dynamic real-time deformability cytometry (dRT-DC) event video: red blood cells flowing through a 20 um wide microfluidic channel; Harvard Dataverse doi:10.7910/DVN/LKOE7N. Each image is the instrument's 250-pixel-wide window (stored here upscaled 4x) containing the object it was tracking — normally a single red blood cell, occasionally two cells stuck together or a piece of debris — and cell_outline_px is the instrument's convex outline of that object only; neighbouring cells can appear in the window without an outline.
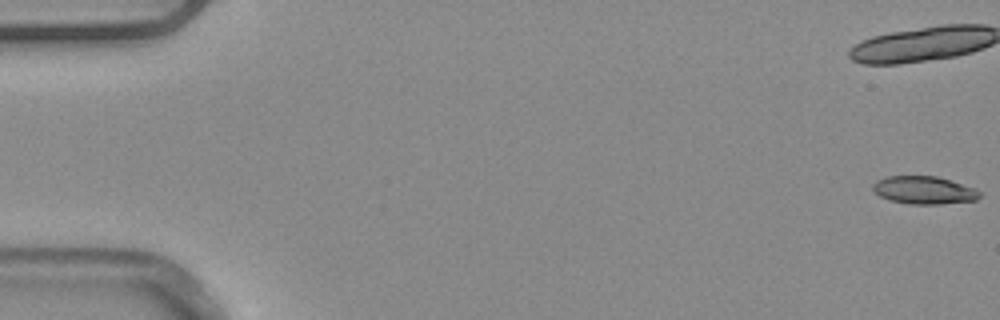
{"species": "common noctule bat (a hibernating species)", "species_latin": "Nyctalus noctula", "temperature_condition": "warm", "stored_images_in_passage": 20, "camera_frame_rate_fps": 3000, "um_per_image_px": 0.085, "animal": {"sex": "male", "body_mass_g": 20.4}, "frame": {"image": 1, "passage_image": 1, "time_ms": 0.0, "image_size_px": [1000, 320], "cell_outline_px": [[980, 196], [976, 200], [940, 204], [908, 204], [888, 200], [880, 196], [872, 188], [872, 184], [876, 180], [884, 176], [936, 176], [976, 188], [980, 192]], "centroid_in_image_um": [78.51, 16.16], "position_along_channel_um": 6.5, "area_um2": 17.4}}